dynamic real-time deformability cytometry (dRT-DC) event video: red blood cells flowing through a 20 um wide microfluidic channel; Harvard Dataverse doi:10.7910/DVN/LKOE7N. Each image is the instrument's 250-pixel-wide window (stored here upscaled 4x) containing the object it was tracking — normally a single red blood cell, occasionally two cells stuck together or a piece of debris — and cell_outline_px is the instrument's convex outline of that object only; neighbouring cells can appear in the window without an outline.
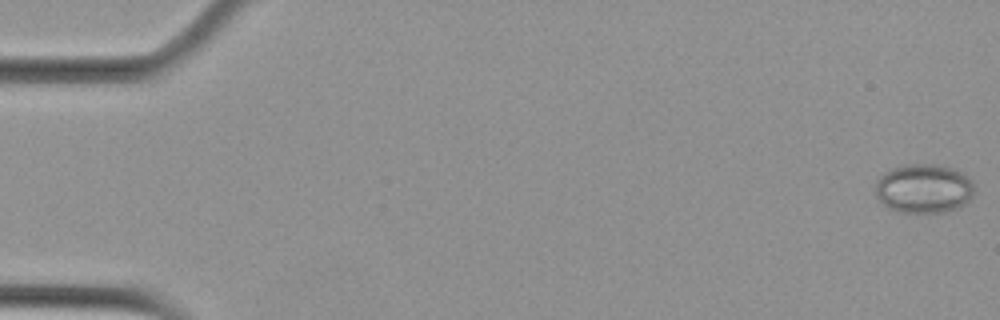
{"species": "Egyptian fruit bat (a non-hibernating species)", "species_latin": "Rousettus aegyptiacus", "temperature_condition": "cold", "stored_images_in_passage": 55, "camera_frame_rate_fps": 3000, "um_per_image_px": 0.085, "animal": {"sex": "female"}, "frame": {"image": 1, "passage_image": 1, "time_ms": 0.0, "image_size_px": [1000, 320], "cell_outline_px": [[972, 196], [960, 208], [944, 212], [896, 212], [888, 208], [876, 196], [876, 180], [880, 176], [904, 164], [936, 164], [952, 168], [960, 172], [972, 180]], "centroid_in_image_um": [78.52, 16.04], "position_along_channel_um": 6.5, "area_um2": 28.15}}
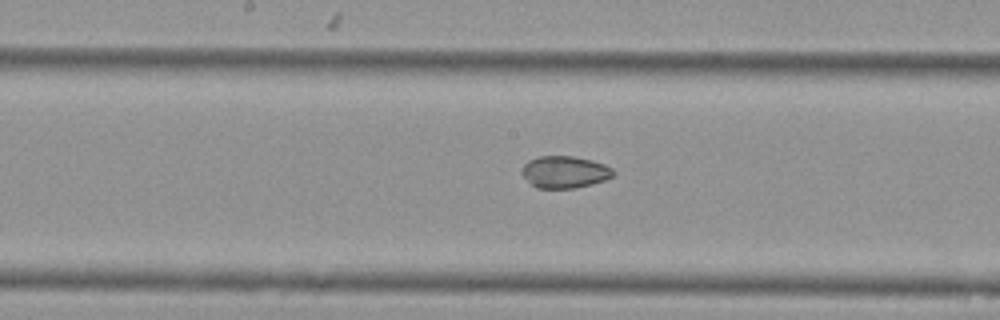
{"frame": {"image": 2, "passage_image": 29, "time_ms": 9.333, "image_size_px": [1000, 320], "cell_outline_px": [[616, 172], [612, 176], [604, 180], [592, 184], [576, 188], [536, 188], [520, 172], [520, 168], [528, 160], [540, 156], [572, 156], [592, 160], [604, 164], [612, 168]], "centroid_in_image_um": [47.99, 14.61], "position_along_channel_um": 200.2, "area_um2": 17.11}}
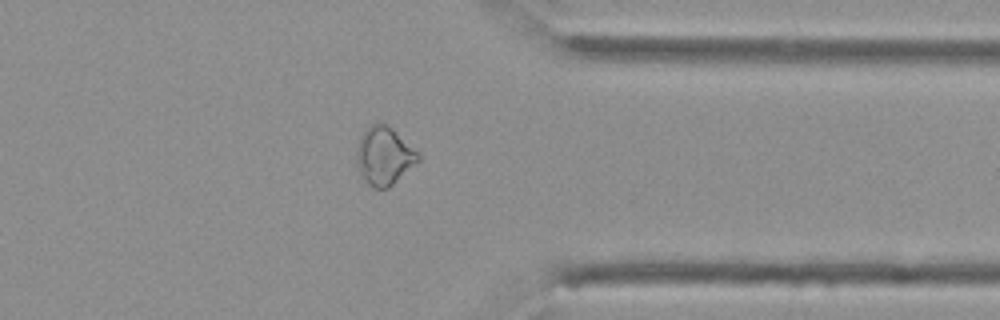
{"frame": {"image": 3, "passage_image": 44, "time_ms": 14.333, "image_size_px": [1000, 320], "cell_outline_px": [[420, 160], [388, 188], [372, 188], [360, 176], [356, 164], [356, 152], [360, 136], [372, 124], [380, 120], [392, 128], [420, 156]], "centroid_in_image_um": [32.6, 13.26], "position_along_channel_um": 378.8, "area_um2": 20.69}, "authors_computed_cell_mechanics": {"area_um2": 21.1548, "velocity_mm_per_s": 3.6976, "shape_relaxation_time_tau1_ms": null, "shape_relaxation_time_tau2_ms": 10.0759, "deformation_change_tau1": null, "deformation_change_tau2": 0.1216}}